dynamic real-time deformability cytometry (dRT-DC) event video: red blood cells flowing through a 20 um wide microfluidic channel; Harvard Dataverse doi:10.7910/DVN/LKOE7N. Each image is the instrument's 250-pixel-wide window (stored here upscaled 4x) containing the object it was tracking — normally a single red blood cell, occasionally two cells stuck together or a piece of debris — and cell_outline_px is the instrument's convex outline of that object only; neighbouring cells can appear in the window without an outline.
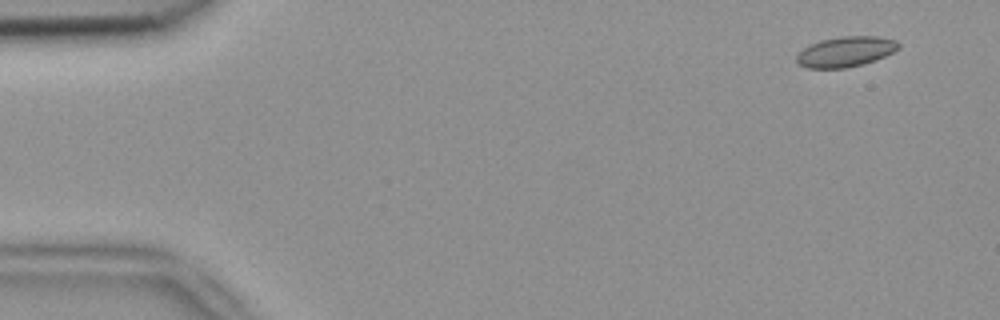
{"species": "common noctule bat (a hibernating species)", "species_latin": "Nyctalus noctula", "temperature_condition": "room temperature", "stored_images_in_passage": 3, "camera_frame_rate_fps": 3000, "um_per_image_px": 0.085, "animal": {"sex": "female", "body_mass_g": 18.4}, "frame": {"image": 1, "passage_image": 1, "time_ms": 0.0, "image_size_px": [1000, 320], "cell_outline_px": [[900, 48], [876, 60], [864, 64], [844, 68], [808, 68], [800, 64], [796, 60], [796, 56], [804, 48], [820, 40], [840, 36], [876, 36], [896, 40], [900, 44]], "centroid_in_image_um": [71.9, 4.39], "position_along_channel_um": 13.1, "area_um2": 17.92}}